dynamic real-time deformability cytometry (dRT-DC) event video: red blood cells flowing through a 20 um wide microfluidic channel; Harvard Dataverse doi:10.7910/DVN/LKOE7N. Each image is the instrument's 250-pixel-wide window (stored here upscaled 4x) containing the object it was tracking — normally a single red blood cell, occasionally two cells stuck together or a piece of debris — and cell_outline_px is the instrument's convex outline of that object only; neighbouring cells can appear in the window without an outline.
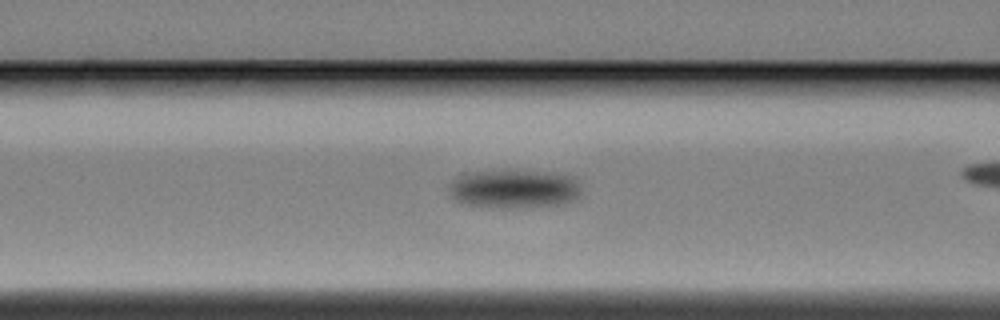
{"species": "Egyptian fruit bat (a non-hibernating species)", "species_latin": "Rousettus aegyptiacus", "temperature_condition": "cold", "stored_images_in_passage": 39, "camera_frame_rate_fps": 3000, "um_per_image_px": 0.085, "animal": {"sex": "female"}, "frame": {"image": 1, "passage_image": 9, "time_ms": 2.667, "image_size_px": [1000, 320], "cell_outline_px": [[580, 192], [576, 200], [564, 204], [508, 208], [492, 208], [460, 204], [452, 196], [448, 188], [452, 180], [460, 172], [504, 168], [548, 172], [576, 176]], "centroid_in_image_um": [43.63, 16.01], "position_along_channel_um": 123.0, "area_um2": 31.21}}
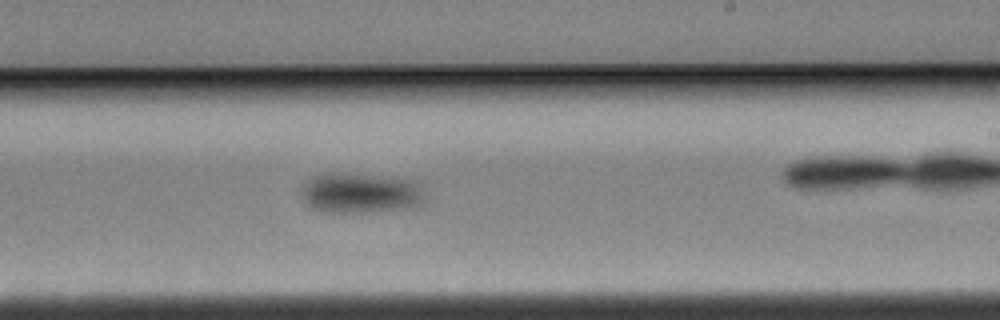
{"frame": {"image": 2, "passage_image": 21, "time_ms": 6.667, "image_size_px": [1000, 320], "cell_outline_px": [[424, 200], [420, 204], [408, 208], [364, 212], [332, 212], [316, 208], [304, 196], [304, 184], [312, 176], [320, 172], [348, 172], [392, 176], [412, 180], [416, 184]], "centroid_in_image_um": [30.66, 16.35], "position_along_channel_um": 258.3, "area_um2": 28.61}}
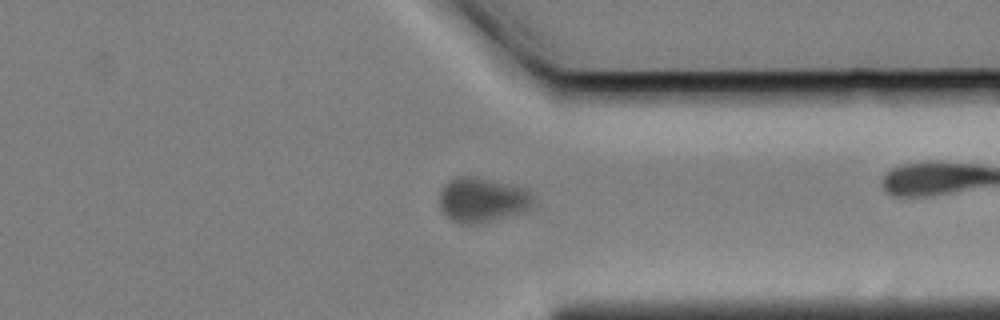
{"frame": {"image": 3, "passage_image": 31, "time_ms": 10.0, "image_size_px": [1000, 320], "cell_outline_px": [[532, 204], [528, 208], [516, 212], [476, 224], [460, 224], [452, 220], [440, 208], [440, 192], [448, 180], [456, 176], [472, 176], [492, 180], [520, 188], [528, 192], [532, 196]], "centroid_in_image_um": [40.89, 16.97], "position_along_channel_um": 370.5, "area_um2": 23.52}, "authors_computed_cell_mechanics": {"area_um2": 28.611, "velocity_mm_per_s": 3.3959, "shape_relaxation_time_tau1_ms": 2.2119, "shape_relaxation_time_tau2_ms": null, "deformation_change_tau1": 0.0508, "deformation_change_tau2": null}}